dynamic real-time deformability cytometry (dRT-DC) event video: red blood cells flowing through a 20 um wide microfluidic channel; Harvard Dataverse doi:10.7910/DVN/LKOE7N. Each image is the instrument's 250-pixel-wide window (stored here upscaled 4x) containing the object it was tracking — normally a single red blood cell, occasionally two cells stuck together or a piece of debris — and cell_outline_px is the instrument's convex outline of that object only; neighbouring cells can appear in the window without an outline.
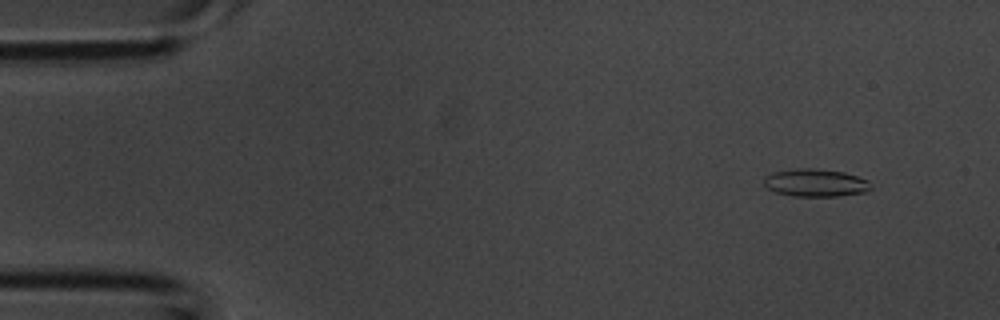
{"species": "common noctule bat (a hibernating species)", "species_latin": "Nyctalus noctula", "temperature_condition": "room temperature", "stored_images_in_passage": 41, "camera_frame_rate_fps": 3000, "um_per_image_px": 0.085, "animal": {"sex": "male", "body_mass_g": 20.1, "forearm_length_mm": 53.5}, "frame": {"image": 1, "passage_image": 4, "time_ms": 1.0, "image_size_px": [1000, 320], "cell_outline_px": [[872, 188], [868, 192], [836, 196], [792, 196], [776, 192], [768, 188], [764, 184], [764, 176], [772, 172], [792, 168], [820, 168], [844, 172], [868, 180]], "centroid_in_image_um": [69.31, 15.52], "position_along_channel_um": 15.7, "area_um2": 17.51}}
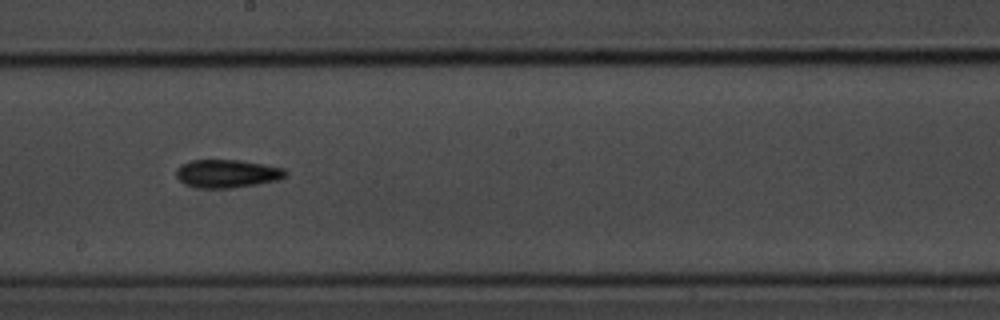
{"frame": {"image": 2, "passage_image": 23, "time_ms": 7.333, "image_size_px": [1000, 320], "cell_outline_px": [[288, 172], [284, 176], [276, 180], [256, 184], [232, 188], [200, 188], [184, 184], [176, 176], [176, 168], [180, 164], [192, 160], [240, 160], [264, 164], [284, 168]], "centroid_in_image_um": [19.27, 14.75], "position_along_channel_um": 228.9, "area_um2": 17.92}}
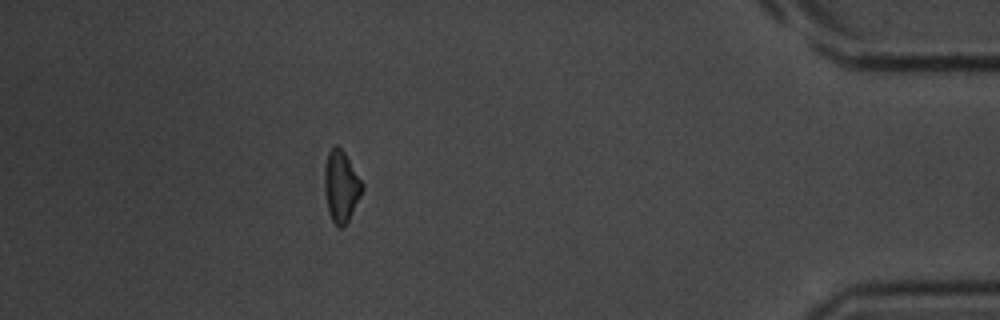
{"frame": {"image": 3, "passage_image": 37, "time_ms": 12.0, "image_size_px": [1000, 320], "cell_outline_px": [[364, 188], [348, 220], [340, 228], [336, 228], [328, 212], [324, 192], [324, 168], [328, 152], [336, 144], [344, 152], [364, 184]], "centroid_in_image_um": [28.97, 15.84], "position_along_channel_um": 406.2, "area_um2": 15.66}}